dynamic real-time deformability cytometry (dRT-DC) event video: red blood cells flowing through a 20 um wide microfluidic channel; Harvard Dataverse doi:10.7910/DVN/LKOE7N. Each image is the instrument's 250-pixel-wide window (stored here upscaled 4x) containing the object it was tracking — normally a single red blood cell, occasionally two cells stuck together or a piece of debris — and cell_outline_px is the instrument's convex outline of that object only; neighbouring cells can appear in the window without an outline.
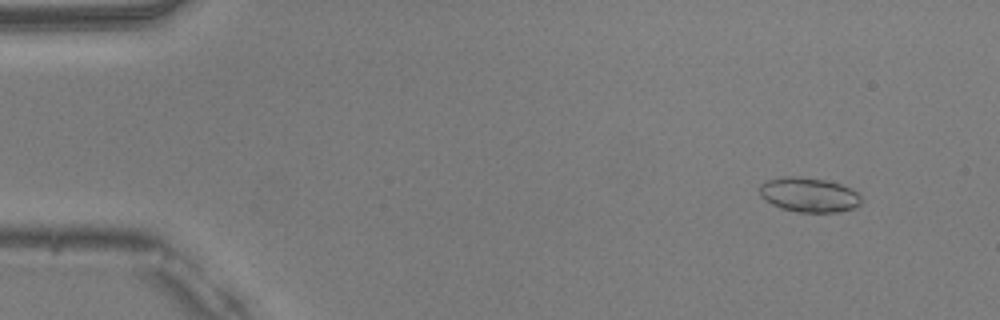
{"species": "common noctule bat (a hibernating species)", "species_latin": "Nyctalus noctula", "temperature_condition": "warm", "stored_images_in_passage": 7, "camera_frame_rate_fps": 3000, "um_per_image_px": 0.085, "animal": {"sex": "male", "body_mass_g": 20.5, "forearm_length_mm": 52.5}, "frame": {"image": 1, "passage_image": 4, "time_ms": 1.0, "image_size_px": [1000, 320], "cell_outline_px": [[860, 204], [852, 208], [836, 212], [796, 212], [780, 208], [764, 200], [760, 196], [760, 184], [768, 180], [784, 176], [796, 176], [824, 180], [840, 184], [856, 192], [860, 196]], "centroid_in_image_um": [68.7, 16.56], "position_along_channel_um": 16.3, "area_um2": 20.29}}